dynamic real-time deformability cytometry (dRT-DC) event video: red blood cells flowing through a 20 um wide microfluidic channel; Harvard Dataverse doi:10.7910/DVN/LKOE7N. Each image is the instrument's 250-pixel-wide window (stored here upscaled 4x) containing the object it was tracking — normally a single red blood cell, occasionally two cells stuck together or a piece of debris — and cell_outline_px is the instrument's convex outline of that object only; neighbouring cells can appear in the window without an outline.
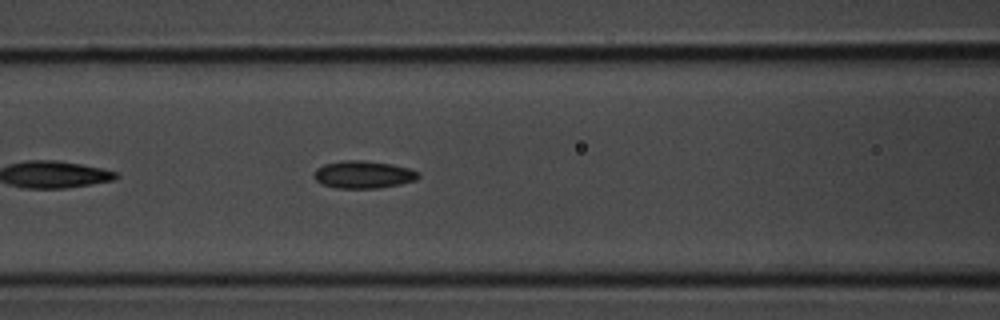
{"species": "common noctule bat (a hibernating species)", "species_latin": "Nyctalus noctula", "temperature_condition": "room temperature", "stored_images_in_passage": 22, "camera_frame_rate_fps": 3000, "um_per_image_px": 0.085, "animal": {"sex": "male", "body_mass_g": 20.1, "forearm_length_mm": 53.5}, "frame": {"image": 1, "passage_image": 16, "time_ms": 5.0, "image_size_px": [1000, 320], "cell_outline_px": [[420, 176], [416, 180], [400, 184], [380, 188], [336, 188], [324, 184], [316, 180], [312, 176], [316, 168], [324, 164], [340, 160], [360, 160], [388, 164], [408, 168], [420, 172]], "centroid_in_image_um": [30.87, 14.84], "position_along_channel_um": 135.7, "area_um2": 16.7}}
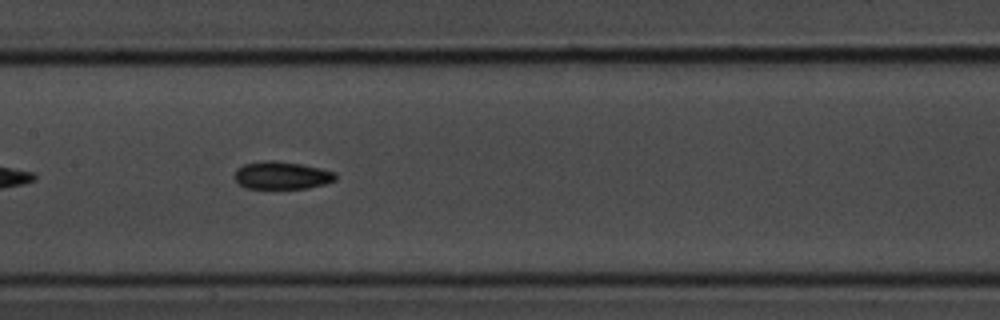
{"frame": {"image": 2, "passage_image": 19, "time_ms": 6.0, "image_size_px": [1000, 320], "cell_outline_px": [[336, 180], [324, 184], [308, 188], [244, 188], [236, 180], [236, 168], [244, 164], [264, 160], [272, 160], [300, 164], [320, 168], [336, 172]], "centroid_in_image_um": [23.96, 14.9], "position_along_channel_um": 183.4, "area_um2": 16.18}}